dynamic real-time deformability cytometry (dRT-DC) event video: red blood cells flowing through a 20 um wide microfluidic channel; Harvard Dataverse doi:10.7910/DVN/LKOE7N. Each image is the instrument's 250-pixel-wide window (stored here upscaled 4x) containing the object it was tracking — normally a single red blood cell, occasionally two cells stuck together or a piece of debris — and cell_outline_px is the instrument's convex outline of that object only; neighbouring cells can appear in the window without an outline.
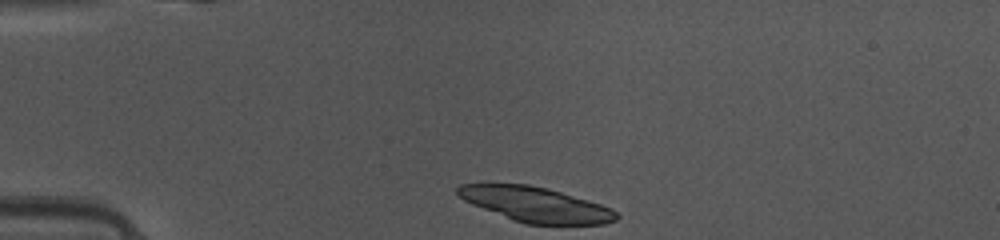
{"species": "common noctule bat (a hibernating species)", "species_latin": "Nyctalus noctula", "temperature_condition": "warm", "stored_images_in_passage": 12, "camera_frame_rate_fps": 3000, "um_per_image_px": 0.085, "animal": {"sex": "female", "body_mass_g": 10.0, "forearm_length_mm": 53.1}, "frame": {"image": 1, "passage_image": 1, "time_ms": 0.0, "image_size_px": [1000, 240], "cell_outline_px": [[620, 216], [616, 220], [604, 224], [524, 224], [512, 220], [472, 204], [464, 200], [456, 192], [456, 188], [460, 184], [528, 184], [548, 188], [588, 200], [612, 208]], "centroid_in_image_um": [45.54, 17.38], "position_along_channel_um": 39.5, "area_um2": 32.19}}